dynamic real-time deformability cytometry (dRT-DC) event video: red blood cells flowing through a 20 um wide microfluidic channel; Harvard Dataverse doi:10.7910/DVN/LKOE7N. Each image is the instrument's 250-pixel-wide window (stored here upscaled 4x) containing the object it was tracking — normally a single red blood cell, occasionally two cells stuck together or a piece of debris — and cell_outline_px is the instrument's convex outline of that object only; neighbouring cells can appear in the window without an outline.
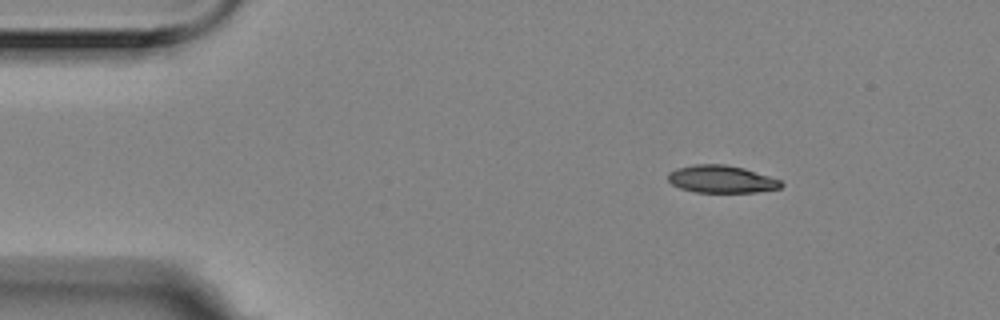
{"species": "Egyptian fruit bat (a non-hibernating species)", "species_latin": "Rousettus aegyptiacus", "temperature_condition": "room temperature", "stored_images_in_passage": 4, "camera_frame_rate_fps": 3000, "um_per_image_px": 0.085, "animal": {"sex": "female"}, "frame": {"image": 1, "passage_image": 1, "time_ms": 0.0, "image_size_px": [1000, 320], "cell_outline_px": [[784, 184], [780, 188], [756, 192], [696, 192], [680, 188], [672, 184], [668, 180], [668, 172], [676, 168], [696, 164], [724, 164], [744, 168], [780, 180]], "centroid_in_image_um": [61.3, 15.22], "position_along_channel_um": 23.7, "area_um2": 18.03}}
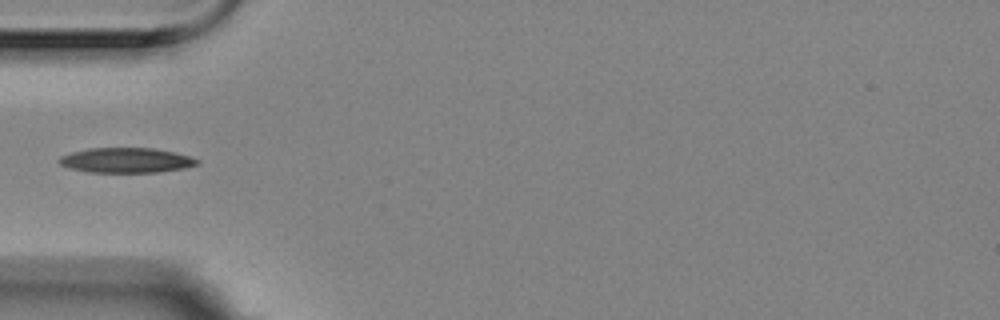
{"frame": {"image": 2, "passage_image": 4, "time_ms": 1.0, "image_size_px": [1000, 320], "cell_outline_px": [[200, 164], [184, 168], [156, 172], [88, 172], [68, 168], [60, 164], [56, 160], [60, 156], [72, 152], [88, 148], [156, 148], [176, 152], [200, 160]], "centroid_in_image_um": [10.72, 13.62], "position_along_channel_um": 74.3, "area_um2": 20.23}}